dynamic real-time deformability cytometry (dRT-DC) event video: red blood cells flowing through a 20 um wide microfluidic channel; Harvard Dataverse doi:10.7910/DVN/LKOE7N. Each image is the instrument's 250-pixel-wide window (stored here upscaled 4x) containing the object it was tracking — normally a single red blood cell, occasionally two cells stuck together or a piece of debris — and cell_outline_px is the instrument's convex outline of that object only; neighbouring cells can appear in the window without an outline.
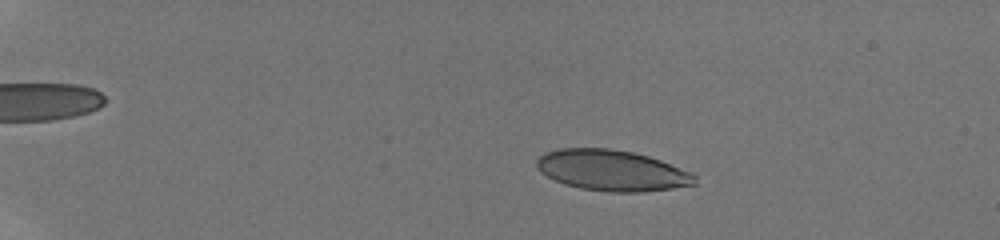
{"species": "human", "species_latin": "Homo sapiens", "temperature_condition": "room temperature", "stored_images_in_passage": 56, "camera_frame_rate_fps": 3000, "um_per_image_px": 0.085, "donor": {"sex": "male"}, "frame": {"image": 1, "passage_image": 13, "time_ms": 4.0, "image_size_px": [1000, 240], "cell_outline_px": [[696, 184], [672, 188], [644, 192], [612, 192], [580, 188], [564, 184], [540, 172], [536, 168], [536, 160], [544, 152], [560, 148], [608, 148], [632, 152], [648, 156], [660, 160], [692, 172], [696, 176]], "centroid_in_image_um": [52.01, 14.48], "position_along_channel_um": 33.0, "area_um2": 37.69}}
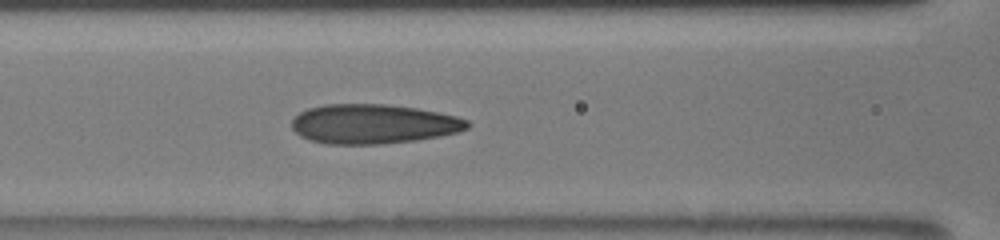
{"frame": {"image": 2, "passage_image": 29, "time_ms": 9.333, "image_size_px": [1000, 240], "cell_outline_px": [[468, 128], [456, 132], [440, 136], [416, 140], [380, 144], [324, 144], [308, 140], [300, 136], [292, 128], [292, 120], [300, 112], [308, 108], [324, 104], [384, 104], [416, 108], [456, 116], [468, 120]], "centroid_in_image_um": [31.69, 10.54], "position_along_channel_um": 134.9, "area_um2": 40.4}}
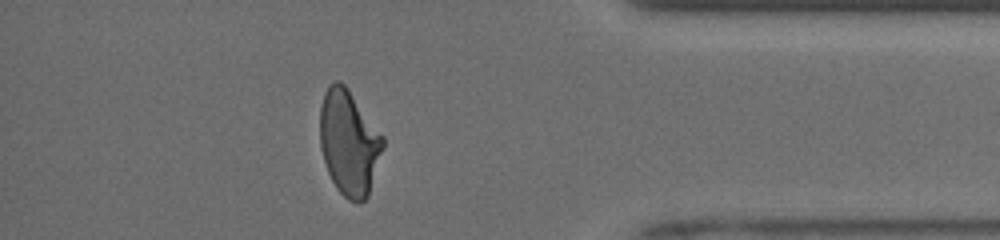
{"frame": {"image": 3, "passage_image": 51, "time_ms": 16.667, "image_size_px": [1000, 240], "cell_outline_px": [[384, 148], [368, 196], [360, 204], [356, 204], [348, 200], [336, 188], [328, 172], [320, 148], [320, 108], [324, 92], [336, 80], [340, 80], [348, 88], [384, 136]], "centroid_in_image_um": [29.68, 12.14], "position_along_channel_um": 405.5, "area_um2": 38.84}, "authors_computed_cell_mechanics": {"area_um2": 38.5237, "velocity_mm_per_s": 3.9565, "shape_relaxation_time_tau1_ms": 8.6304, "shape_relaxation_time_tau2_ms": 1.0372, "deformation_change_tau1": 0.2609, "deformation_change_tau2": 0.0803}}